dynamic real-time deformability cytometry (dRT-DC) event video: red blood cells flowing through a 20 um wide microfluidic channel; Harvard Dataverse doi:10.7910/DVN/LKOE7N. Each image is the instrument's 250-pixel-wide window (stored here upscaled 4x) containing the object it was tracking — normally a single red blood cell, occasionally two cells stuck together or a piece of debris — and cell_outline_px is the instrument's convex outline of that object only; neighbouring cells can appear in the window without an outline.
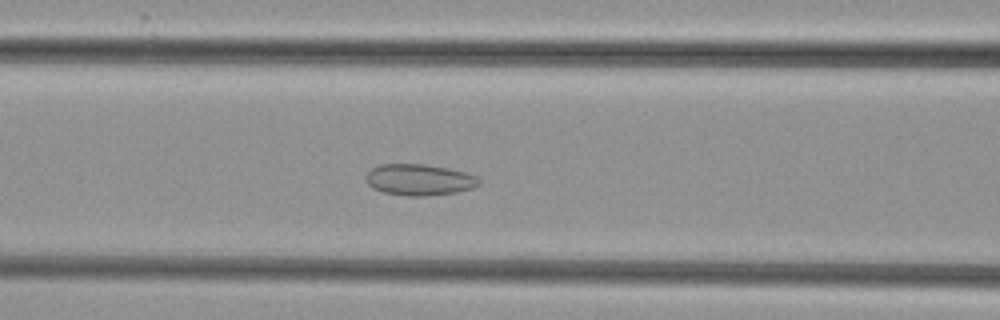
{"species": "common noctule bat (a hibernating species)", "species_latin": "Nyctalus noctula", "temperature_condition": "cold", "stored_images_in_passage": 50, "camera_frame_rate_fps": 3000, "um_per_image_px": 0.085, "animal": {"sex": "female", "body_mass_g": 29.2, "forearm_length_mm": 56.3}, "frame": {"image": 1, "passage_image": 19, "time_ms": 6.0, "image_size_px": [1000, 320], "cell_outline_px": [[480, 184], [472, 188], [456, 192], [428, 196], [404, 196], [384, 192], [372, 188], [364, 180], [364, 176], [372, 168], [380, 164], [424, 164], [448, 168], [464, 172], [476, 176], [480, 180]], "centroid_in_image_um": [35.6, 15.28], "position_along_channel_um": 131.0, "area_um2": 20.75}}
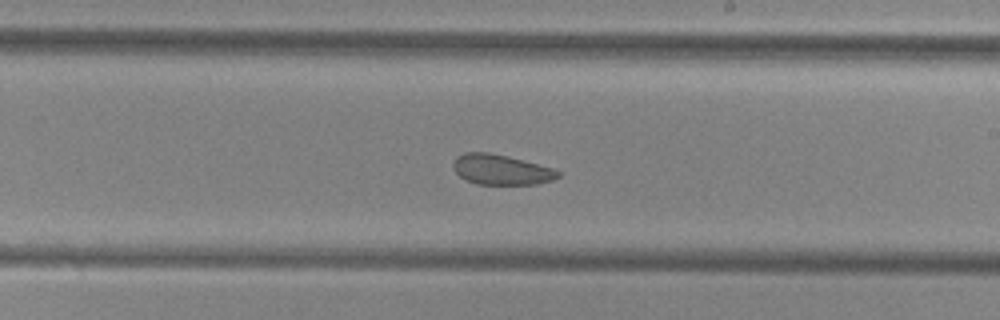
{"frame": {"image": 2, "passage_image": 28, "time_ms": 9.0, "image_size_px": [1000, 320], "cell_outline_px": [[560, 176], [552, 180], [536, 184], [476, 184], [464, 180], [456, 172], [452, 164], [456, 156], [464, 152], [488, 152], [508, 156], [552, 168], [560, 172]], "centroid_in_image_um": [42.56, 14.42], "position_along_channel_um": 246.4, "area_um2": 18.44}}
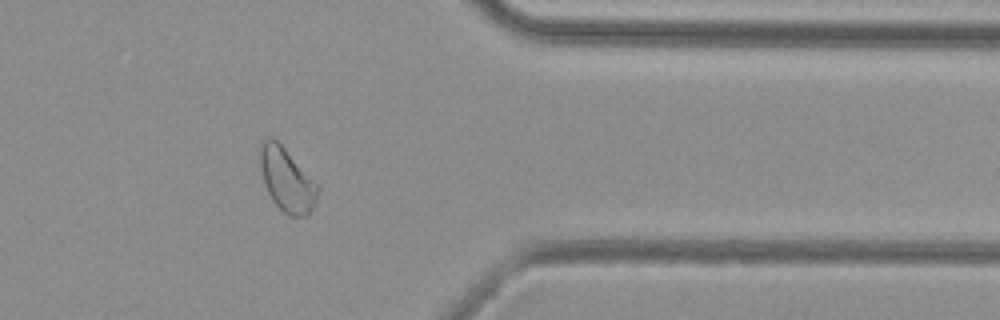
{"frame": {"image": 3, "passage_image": 40, "time_ms": 13.0, "image_size_px": [1000, 320], "cell_outline_px": [[320, 192], [312, 208], [304, 216], [288, 216], [272, 200], [264, 184], [256, 156], [260, 144], [264, 140], [272, 136], [320, 184]], "centroid_in_image_um": [24.36, 15.24], "position_along_channel_um": 387.0, "area_um2": 21.85}}